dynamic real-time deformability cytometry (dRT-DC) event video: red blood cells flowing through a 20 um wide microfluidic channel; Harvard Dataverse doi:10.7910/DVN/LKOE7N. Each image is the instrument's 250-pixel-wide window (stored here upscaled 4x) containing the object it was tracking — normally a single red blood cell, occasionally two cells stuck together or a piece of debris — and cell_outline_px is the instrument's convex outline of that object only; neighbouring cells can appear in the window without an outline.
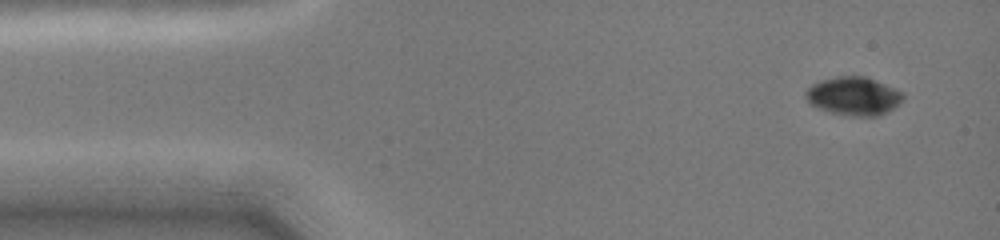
{"species": "common noctule bat (a hibernating species)", "species_latin": "Nyctalus noctula", "temperature_condition": "cold", "stored_images_in_passage": 7, "camera_frame_rate_fps": 3000, "um_per_image_px": 0.085, "animal": {"sex": "female", "body_mass_g": 19.0, "forearm_length_mm": 51.5}, "frame": {"image": 1, "passage_image": 1, "time_ms": 0.0, "image_size_px": [1000, 240], "cell_outline_px": [[904, 100], [888, 112], [880, 116], [848, 116], [828, 112], [812, 104], [808, 100], [804, 92], [812, 84], [820, 80], [836, 76], [864, 76], [904, 92]], "centroid_in_image_um": [72.58, 8.18], "position_along_channel_um": 12.4, "area_um2": 21.85}}
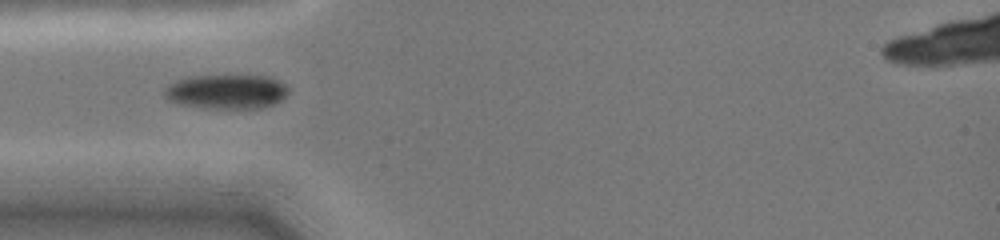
{"frame": {"image": 2, "passage_image": 5, "time_ms": 3.667, "image_size_px": [1000, 240], "cell_outline_px": [[288, 92], [280, 100], [272, 104], [260, 108], [204, 108], [176, 104], [168, 100], [164, 96], [164, 88], [168, 84], [180, 80], [196, 76], [268, 76], [284, 84], [288, 88]], "centroid_in_image_um": [19.21, 7.8], "position_along_channel_um": 65.8, "area_um2": 24.62}}
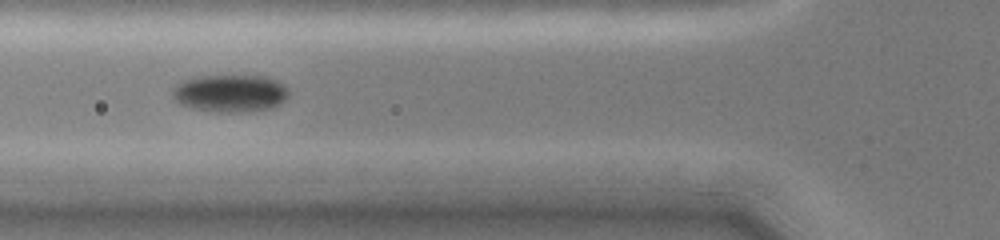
{"frame": {"image": 3, "passage_image": 6, "time_ms": 4.667, "image_size_px": [1000, 240], "cell_outline_px": [[288, 96], [280, 104], [268, 108], [240, 112], [216, 112], [192, 108], [180, 104], [172, 96], [172, 88], [176, 84], [184, 80], [204, 76], [264, 76], [276, 80], [284, 84], [288, 88]], "centroid_in_image_um": [19.56, 7.93], "position_along_channel_um": 106.2, "area_um2": 25.26}}